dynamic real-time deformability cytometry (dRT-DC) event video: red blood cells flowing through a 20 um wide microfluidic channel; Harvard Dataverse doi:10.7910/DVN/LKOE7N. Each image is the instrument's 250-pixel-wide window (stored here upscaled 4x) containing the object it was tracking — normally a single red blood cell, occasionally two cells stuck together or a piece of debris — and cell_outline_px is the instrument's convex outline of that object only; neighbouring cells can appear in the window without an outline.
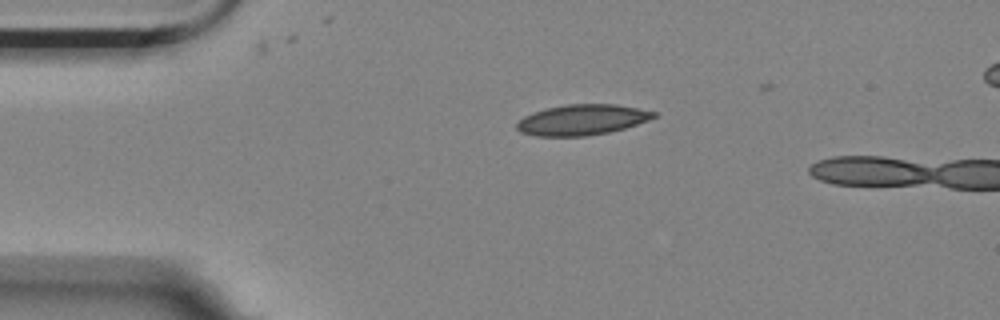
{"species": "Egyptian fruit bat (a non-hibernating species)", "species_latin": "Rousettus aegyptiacus", "temperature_condition": "room temperature", "stored_images_in_passage": 2, "camera_frame_rate_fps": 3000, "um_per_image_px": 0.085, "animal": {"sex": "female"}, "frame": {"image": 1, "passage_image": 2, "time_ms": 0.333, "image_size_px": [1000, 320], "cell_outline_px": [[656, 116], [648, 120], [624, 128], [608, 132], [584, 136], [536, 136], [520, 132], [516, 128], [516, 124], [524, 116], [532, 112], [548, 108], [568, 104], [616, 104], [656, 112]], "centroid_in_image_um": [49.44, 10.18], "position_along_channel_um": 35.6, "area_um2": 24.16}}